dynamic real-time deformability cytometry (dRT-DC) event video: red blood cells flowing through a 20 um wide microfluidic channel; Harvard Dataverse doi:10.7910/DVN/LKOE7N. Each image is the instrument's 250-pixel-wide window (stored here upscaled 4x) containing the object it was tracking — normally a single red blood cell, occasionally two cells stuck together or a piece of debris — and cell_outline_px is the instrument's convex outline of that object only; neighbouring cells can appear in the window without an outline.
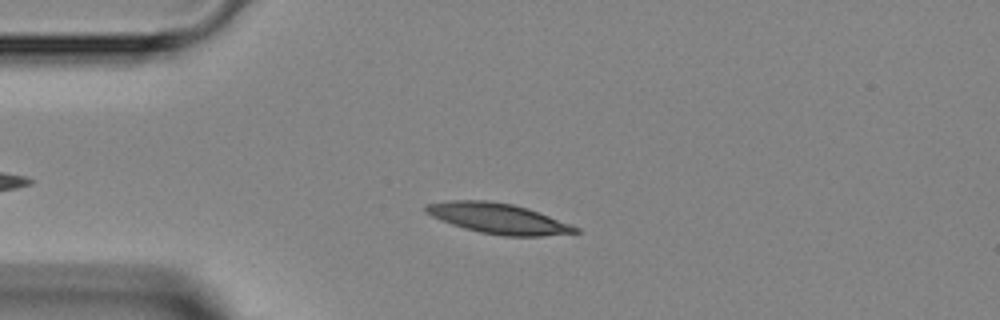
{"species": "Egyptian fruit bat (a non-hibernating species)", "species_latin": "Rousettus aegyptiacus", "temperature_condition": "room temperature", "stored_images_in_passage": 4, "camera_frame_rate_fps": 3000, "um_per_image_px": 0.085, "animal": {"sex": "female"}, "frame": {"image": 1, "passage_image": 3, "time_ms": 3.333, "image_size_px": [1000, 320], "cell_outline_px": [[580, 232], [540, 236], [504, 236], [480, 232], [464, 228], [440, 220], [424, 212], [424, 204], [452, 200], [488, 200], [512, 204], [528, 208], [580, 228]], "centroid_in_image_um": [42.31, 18.56], "position_along_channel_um": 42.7, "area_um2": 26.36}}